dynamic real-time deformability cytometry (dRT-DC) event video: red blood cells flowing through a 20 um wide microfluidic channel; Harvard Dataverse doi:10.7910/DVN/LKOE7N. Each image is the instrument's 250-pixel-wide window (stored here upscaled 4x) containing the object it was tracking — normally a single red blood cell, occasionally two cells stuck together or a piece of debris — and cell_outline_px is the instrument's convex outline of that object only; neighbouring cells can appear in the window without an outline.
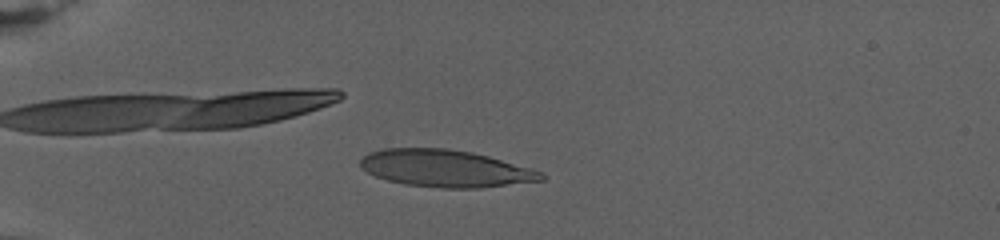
{"species": "human", "species_latin": "Homo sapiens", "temperature_condition": "warm", "stored_images_in_passage": 73, "camera_frame_rate_fps": 3000, "um_per_image_px": 0.085, "donor": {"sex": "female"}, "frame": {"image": 1, "passage_image": 20, "time_ms": 6.333, "image_size_px": [1000, 240], "cell_outline_px": [[544, 180], [480, 188], [440, 188], [404, 184], [388, 180], [376, 176], [368, 172], [360, 164], [360, 160], [368, 152], [384, 148], [444, 148], [472, 152], [488, 156], [532, 168], [544, 172]], "centroid_in_image_um": [37.89, 14.31], "position_along_channel_um": 47.1, "area_um2": 39.13}}
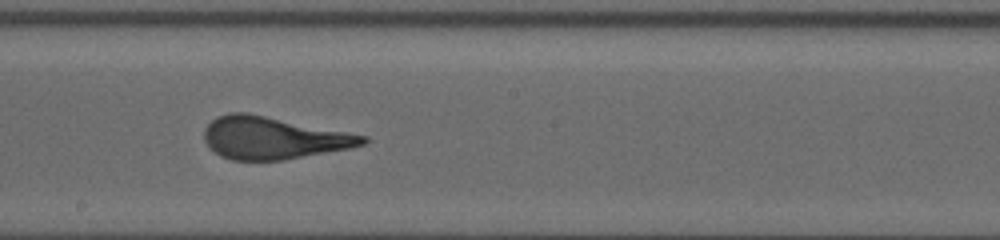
{"frame": {"image": 2, "passage_image": 43, "time_ms": 14.0, "image_size_px": [1000, 240], "cell_outline_px": [[368, 140], [364, 144], [348, 148], [284, 160], [232, 160], [220, 156], [204, 140], [204, 128], [216, 116], [228, 112], [248, 112], [368, 136]], "centroid_in_image_um": [23.19, 11.71], "position_along_channel_um": 225.0, "area_um2": 38.96}}
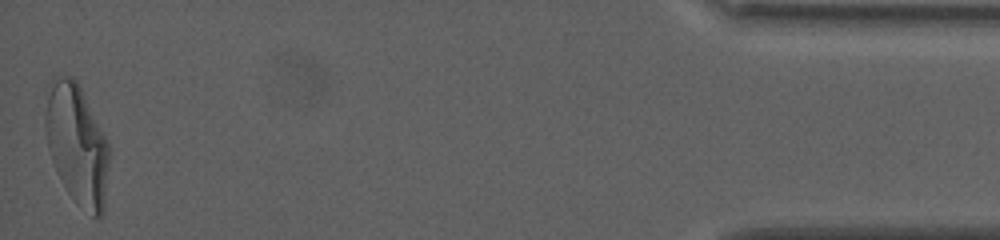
{"frame": {"image": 3, "passage_image": 73, "time_ms": 24.0, "image_size_px": [1000, 240], "cell_outline_px": [[108, 164], [104, 212], [100, 220], [92, 216], [76, 204], [72, 200], [52, 160], [48, 148], [44, 124], [48, 96], [52, 76], [72, 76], [76, 80], [108, 144]], "centroid_in_image_um": [6.53, 12.34], "position_along_channel_um": 428.7, "area_um2": 43.99}, "authors_computed_cell_mechanics": {"area_um2": 38.8416, "velocity_mm_per_s": 2.8113, "shape_relaxation_time_tau1_ms": 7.7649, "shape_relaxation_time_tau2_ms": null, "deformation_change_tau1": 0.2957, "deformation_change_tau2": null}}